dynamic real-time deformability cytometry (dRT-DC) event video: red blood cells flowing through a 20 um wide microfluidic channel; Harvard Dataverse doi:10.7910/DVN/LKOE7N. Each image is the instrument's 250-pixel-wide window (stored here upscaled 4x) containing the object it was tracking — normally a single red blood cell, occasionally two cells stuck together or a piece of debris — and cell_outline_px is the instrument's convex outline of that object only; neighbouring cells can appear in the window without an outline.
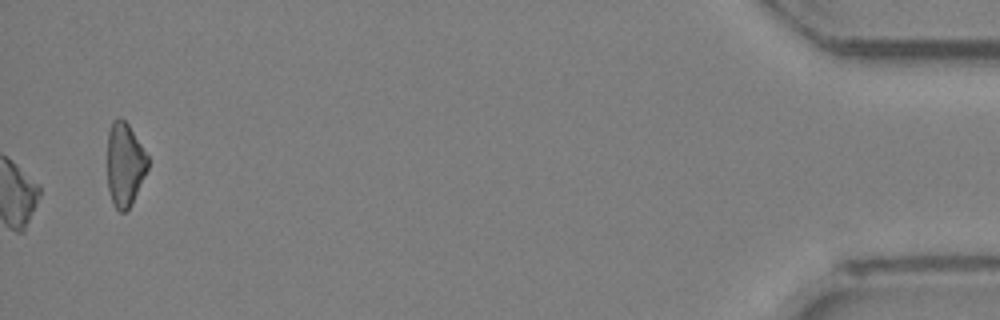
{"species": "Egyptian fruit bat (a non-hibernating species)", "species_latin": "Rousettus aegyptiacus", "temperature_condition": "room temperature", "stored_images_in_passage": 30, "camera_frame_rate_fps": 3000, "um_per_image_px": 0.085, "animal": {"sex": "female"}, "frame": {"image": 1, "passage_image": 30, "time_ms": 9.667, "image_size_px": [1000, 320], "cell_outline_px": [[148, 168], [132, 204], [124, 212], [120, 212], [116, 208], [112, 200], [108, 188], [108, 132], [112, 120], [120, 116], [128, 124], [148, 156]], "centroid_in_image_um": [10.6, 13.96], "position_along_channel_um": 424.6, "area_um2": 19.59}}